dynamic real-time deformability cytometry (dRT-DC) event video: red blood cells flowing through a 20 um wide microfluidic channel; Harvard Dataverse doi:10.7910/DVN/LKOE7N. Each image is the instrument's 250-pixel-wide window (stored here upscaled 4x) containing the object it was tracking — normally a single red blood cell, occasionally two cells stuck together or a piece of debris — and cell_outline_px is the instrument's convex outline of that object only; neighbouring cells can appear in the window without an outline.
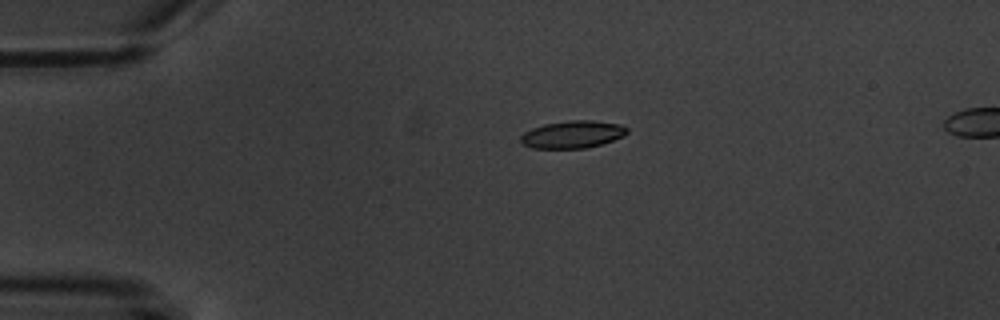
{"species": "common noctule bat (a hibernating species)", "species_latin": "Nyctalus noctula", "temperature_condition": "warm", "stored_images_in_passage": 4, "camera_frame_rate_fps": 3000, "um_per_image_px": 0.085, "animal": {"sex": "male", "body_mass_g": 20.1, "forearm_length_mm": 53.5}, "frame": {"image": 1, "passage_image": 2, "time_ms": 1.0, "image_size_px": [1000, 320], "cell_outline_px": [[628, 132], [624, 136], [600, 144], [584, 148], [532, 148], [524, 144], [520, 140], [520, 136], [524, 132], [532, 128], [544, 124], [568, 120], [592, 120], [620, 124], [628, 128]], "centroid_in_image_um": [48.67, 11.41], "position_along_channel_um": 36.3, "area_um2": 16.94}}